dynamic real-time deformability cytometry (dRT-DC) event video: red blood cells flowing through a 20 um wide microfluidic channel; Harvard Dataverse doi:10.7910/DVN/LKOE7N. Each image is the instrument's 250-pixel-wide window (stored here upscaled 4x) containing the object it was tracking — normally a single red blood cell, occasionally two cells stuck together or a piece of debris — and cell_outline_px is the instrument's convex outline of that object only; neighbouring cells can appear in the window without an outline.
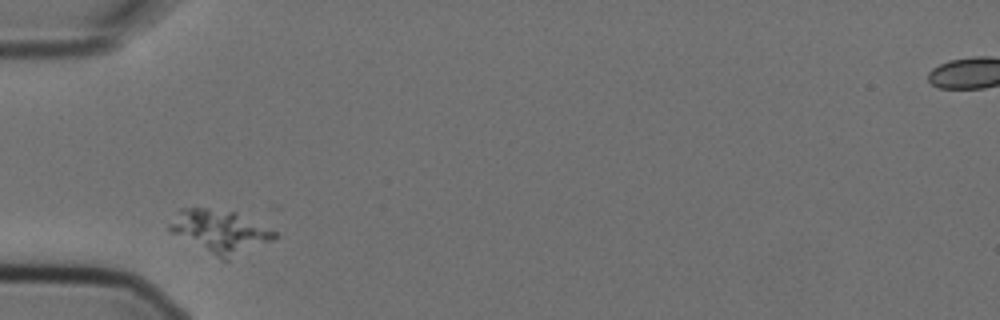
{"species": "Egyptian fruit bat (a non-hibernating species)", "species_latin": "Rousettus aegyptiacus", "temperature_condition": "cold", "stored_images_in_passage": 2, "camera_frame_rate_fps": 3000, "um_per_image_px": 0.085, "animal": {"sex": "female"}, "frame": {"image": 1, "passage_image": 1, "time_ms": 0.0, "image_size_px": [1000, 320], "cell_outline_px": [[276, 236], [272, 240], [228, 260], [220, 260], [168, 232], [168, 224], [180, 208], [208, 208], [236, 212], [276, 232]], "centroid_in_image_um": [18.62, 19.69], "position_along_channel_um": 66.4, "area_um2": 26.36}}
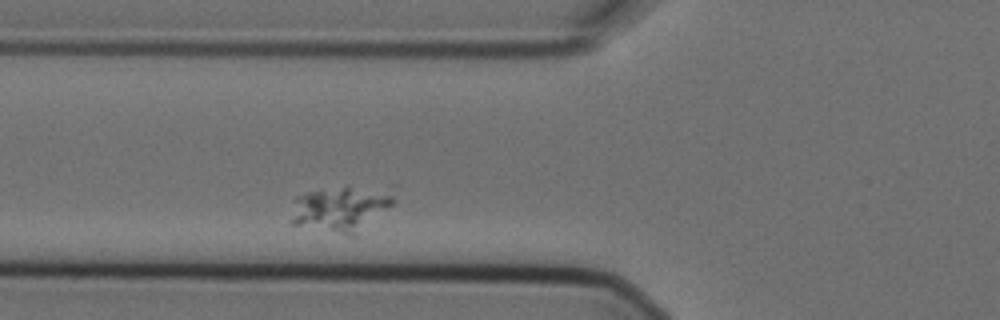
{"frame": {"image": 2, "passage_image": 2, "time_ms": 0.333, "image_size_px": [1000, 320], "cell_outline_px": [[396, 204], [356, 236], [352, 236], [292, 224], [292, 220], [296, 196], [308, 192], [348, 184], [392, 196], [396, 200]], "centroid_in_image_um": [28.98, 17.77], "position_along_channel_um": 96.8, "area_um2": 26.82}}